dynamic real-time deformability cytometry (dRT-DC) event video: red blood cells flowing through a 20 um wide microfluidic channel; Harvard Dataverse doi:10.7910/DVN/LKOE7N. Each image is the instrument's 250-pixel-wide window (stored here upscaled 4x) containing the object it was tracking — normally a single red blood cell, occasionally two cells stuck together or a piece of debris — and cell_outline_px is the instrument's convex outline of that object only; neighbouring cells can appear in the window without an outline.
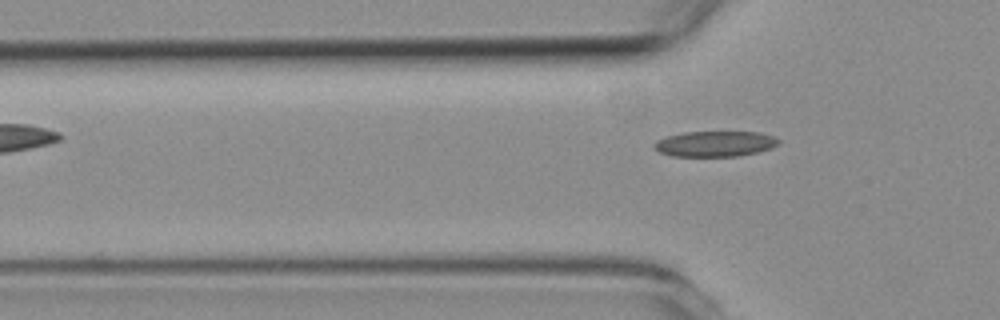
{"species": "common noctule bat (a hibernating species)", "species_latin": "Nyctalus noctula", "temperature_condition": "room temperature", "stored_images_in_passage": 4, "camera_frame_rate_fps": 3000, "um_per_image_px": 0.085, "animal": {"sex": "female", "body_mass_g": 19.3, "forearm_length_mm": 54.1}, "frame": {"image": 1, "passage_image": 4, "time_ms": 3.667, "image_size_px": [1000, 320], "cell_outline_px": [[780, 144], [772, 148], [756, 152], [736, 156], [672, 156], [660, 152], [652, 144], [656, 140], [668, 136], [684, 132], [760, 132], [772, 136], [780, 140]], "centroid_in_image_um": [60.79, 12.22], "position_along_channel_um": 65.0, "area_um2": 18.44}}